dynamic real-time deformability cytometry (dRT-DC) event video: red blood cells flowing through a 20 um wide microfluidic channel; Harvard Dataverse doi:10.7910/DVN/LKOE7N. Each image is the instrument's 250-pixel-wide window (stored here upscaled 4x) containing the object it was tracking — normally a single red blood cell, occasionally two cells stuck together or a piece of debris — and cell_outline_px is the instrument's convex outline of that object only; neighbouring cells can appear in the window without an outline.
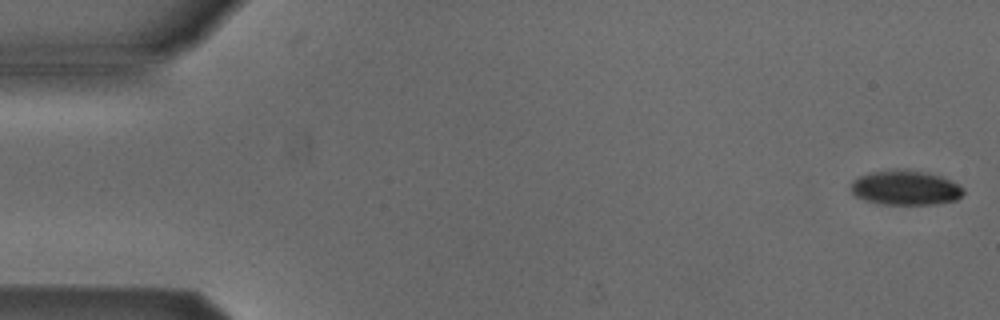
{"species": "Egyptian fruit bat (a non-hibernating species)", "species_latin": "Rousettus aegyptiacus", "temperature_condition": "cold", "stored_images_in_passage": 52, "camera_frame_rate_fps": 3000, "um_per_image_px": 0.085, "animal": {"sex": "male"}, "frame": {"image": 1, "passage_image": 1, "time_ms": 0.0, "image_size_px": [1000, 320], "cell_outline_px": [[964, 192], [956, 200], [936, 204], [880, 204], [864, 200], [856, 196], [848, 188], [852, 180], [860, 176], [872, 172], [924, 172], [940, 176], [964, 188]], "centroid_in_image_um": [76.93, 16.01], "position_along_channel_um": 8.1, "area_um2": 21.96}}
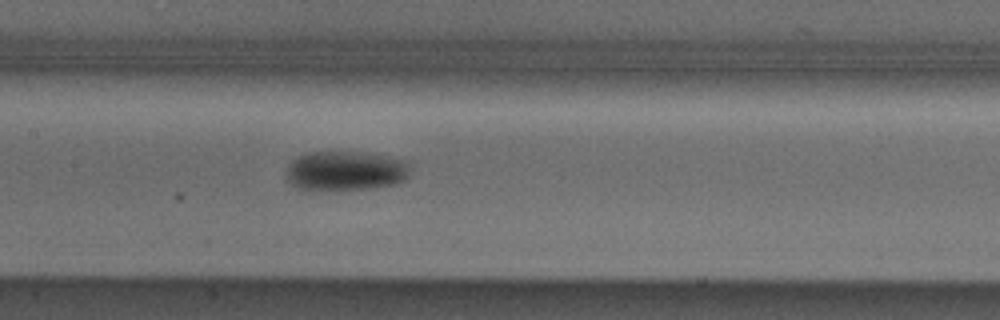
{"frame": {"image": 2, "passage_image": 25, "time_ms": 8.0, "image_size_px": [1000, 320], "cell_outline_px": [[408, 176], [404, 180], [396, 184], [368, 188], [312, 192], [296, 188], [288, 180], [284, 172], [292, 160], [296, 156], [308, 152], [352, 152], [384, 156], [408, 160]], "centroid_in_image_um": [29.29, 14.55], "position_along_channel_um": 178.1, "area_um2": 29.02}}
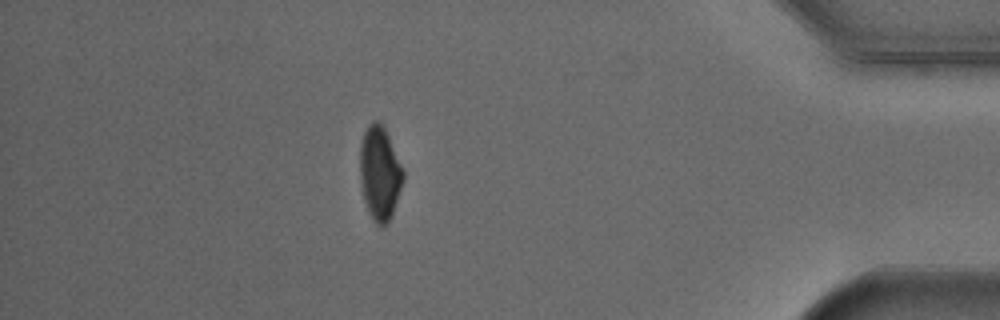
{"frame": {"image": 3, "passage_image": 46, "time_ms": 15.0, "image_size_px": [1000, 320], "cell_outline_px": [[404, 180], [392, 216], [384, 224], [376, 224], [372, 220], [368, 212], [364, 200], [360, 176], [360, 144], [364, 132], [368, 124], [372, 120], [380, 120], [388, 136], [404, 172]], "centroid_in_image_um": [32.27, 14.71], "position_along_channel_um": 402.9, "area_um2": 23.52}, "authors_computed_cell_mechanics": {"area_um2": 25.1719, "velocity_mm_per_s": 3.8854, "shape_relaxation_time_tau1_ms": 2.5194, "shape_relaxation_time_tau2_ms": null, "deformation_change_tau1": 0.1101, "deformation_change_tau2": null}}